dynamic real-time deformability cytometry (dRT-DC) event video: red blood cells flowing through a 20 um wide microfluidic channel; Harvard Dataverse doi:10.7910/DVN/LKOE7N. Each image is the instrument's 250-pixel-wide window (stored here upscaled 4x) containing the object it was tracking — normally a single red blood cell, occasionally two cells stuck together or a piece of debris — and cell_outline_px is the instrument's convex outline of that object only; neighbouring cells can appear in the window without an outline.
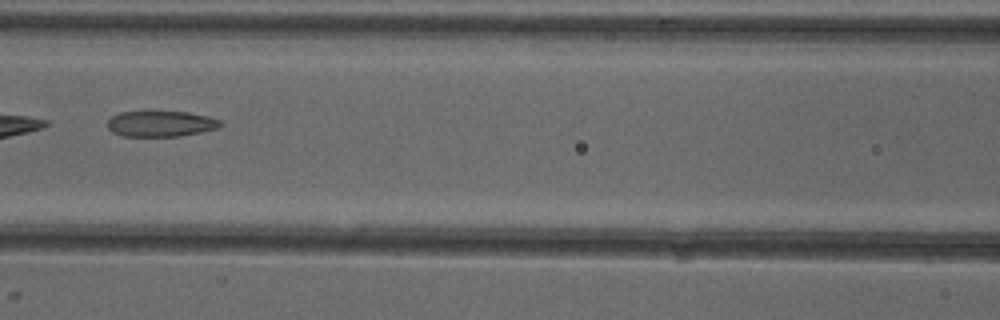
{"species": "common noctule bat (a hibernating species)", "species_latin": "Nyctalus noctula", "temperature_condition": "cold", "stored_images_in_passage": 5, "camera_frame_rate_fps": 3000, "um_per_image_px": 0.085, "animal": {"sex": "female"}, "frame": {"image": 1, "passage_image": 5, "time_ms": 5.667, "image_size_px": [1000, 320], "cell_outline_px": [[224, 124], [216, 128], [200, 132], [180, 136], [124, 136], [112, 132], [108, 128], [108, 120], [112, 116], [120, 112], [188, 112], [208, 116], [220, 120]], "centroid_in_image_um": [13.67, 10.52], "position_along_channel_um": 152.9, "area_um2": 16.82}}